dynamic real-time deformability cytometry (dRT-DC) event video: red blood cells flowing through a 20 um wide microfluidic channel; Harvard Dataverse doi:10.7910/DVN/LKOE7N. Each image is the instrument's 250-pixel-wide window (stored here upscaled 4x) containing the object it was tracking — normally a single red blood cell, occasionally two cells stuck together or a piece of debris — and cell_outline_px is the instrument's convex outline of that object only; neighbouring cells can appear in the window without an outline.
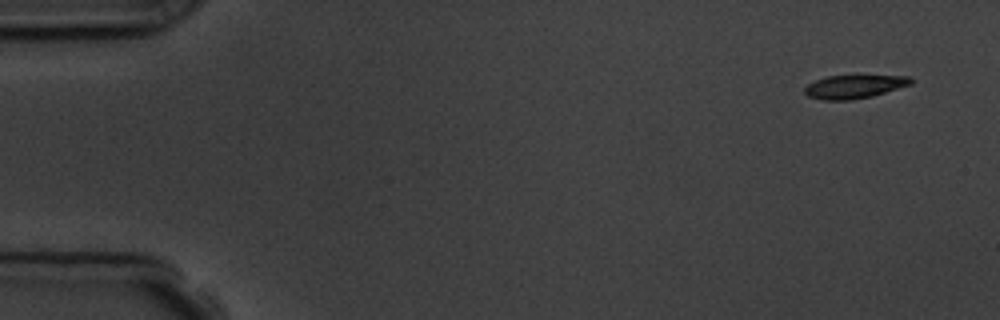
{"species": "common noctule bat (a hibernating species)", "species_latin": "Nyctalus noctula", "temperature_condition": "room temperature", "stored_images_in_passage": 5, "camera_frame_rate_fps": 3000, "um_per_image_px": 0.085, "animal": {"sex": "male", "body_mass_g": 19.5, "forearm_length_mm": 54.6}, "frame": {"image": 1, "passage_image": 1, "time_ms": 0.0, "image_size_px": [1000, 320], "cell_outline_px": [[912, 84], [872, 96], [852, 100], [824, 100], [808, 96], [804, 92], [804, 88], [808, 84], [816, 80], [828, 76], [908, 76], [912, 80]], "centroid_in_image_um": [72.59, 7.37], "position_along_channel_um": 12.4, "area_um2": 14.28}}
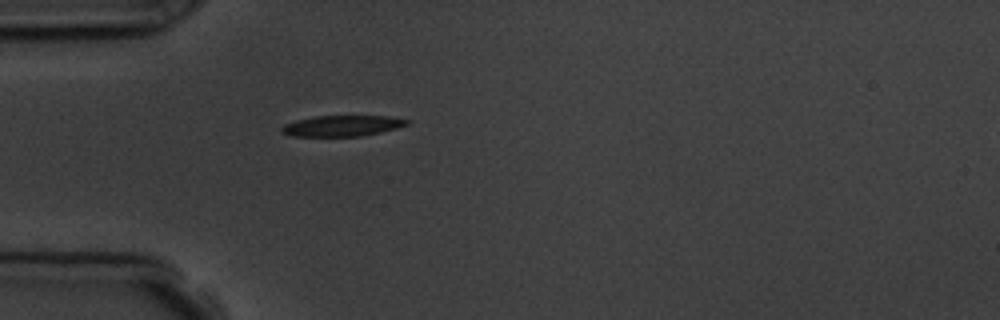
{"frame": {"image": 2, "passage_image": 5, "time_ms": 4.333, "image_size_px": [1000, 320], "cell_outline_px": [[408, 124], [396, 128], [380, 132], [360, 136], [292, 136], [280, 132], [280, 128], [284, 124], [296, 120], [316, 116], [388, 116], [408, 120]], "centroid_in_image_um": [29.03, 10.69], "position_along_channel_um": 56.0, "area_um2": 15.09}}